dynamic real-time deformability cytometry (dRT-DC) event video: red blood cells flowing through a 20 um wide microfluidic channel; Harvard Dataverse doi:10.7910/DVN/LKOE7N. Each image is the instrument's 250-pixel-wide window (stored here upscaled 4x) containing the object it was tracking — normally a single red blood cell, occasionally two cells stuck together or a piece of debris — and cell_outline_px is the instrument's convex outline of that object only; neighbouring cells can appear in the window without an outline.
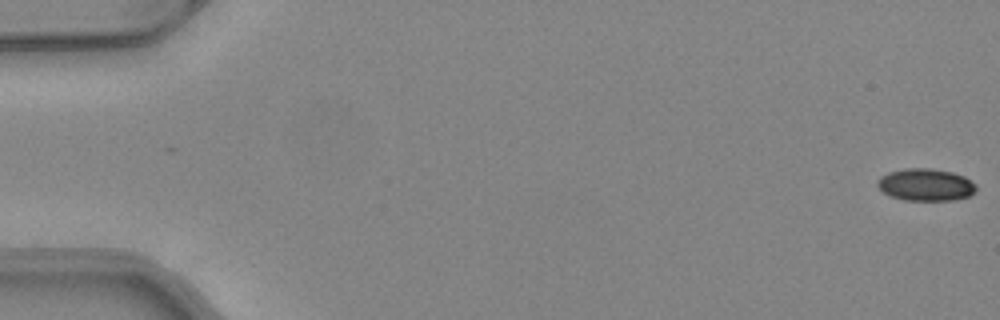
{"species": "common noctule bat (a hibernating species)", "species_latin": "Nyctalus noctula", "temperature_condition": "warm", "stored_images_in_passage": 17, "camera_frame_rate_fps": 3000, "um_per_image_px": 0.085, "animal": {"sex": "female", "body_mass_g": 24.6, "forearm_length_mm": 56.2}, "frame": {"image": 1, "passage_image": 1, "time_ms": 0.0, "image_size_px": [1000, 320], "cell_outline_px": [[976, 188], [968, 196], [952, 200], [904, 200], [892, 196], [884, 192], [876, 184], [876, 180], [880, 176], [888, 172], [904, 168], [932, 168], [952, 172], [964, 176], [976, 184]], "centroid_in_image_um": [78.65, 15.68], "position_along_channel_um": 6.3, "area_um2": 18.5}}
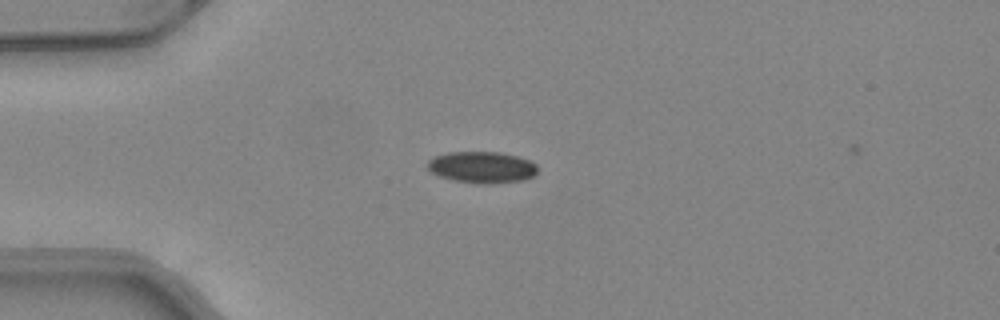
{"frame": {"image": 2, "passage_image": 14, "time_ms": 4.333, "image_size_px": [1000, 320], "cell_outline_px": [[536, 176], [524, 180], [492, 184], [480, 184], [452, 180], [436, 176], [428, 168], [428, 160], [432, 156], [448, 152], [500, 152], [516, 156], [528, 160], [536, 164]], "centroid_in_image_um": [40.94, 14.23], "position_along_channel_um": 44.1, "area_um2": 20.46}}